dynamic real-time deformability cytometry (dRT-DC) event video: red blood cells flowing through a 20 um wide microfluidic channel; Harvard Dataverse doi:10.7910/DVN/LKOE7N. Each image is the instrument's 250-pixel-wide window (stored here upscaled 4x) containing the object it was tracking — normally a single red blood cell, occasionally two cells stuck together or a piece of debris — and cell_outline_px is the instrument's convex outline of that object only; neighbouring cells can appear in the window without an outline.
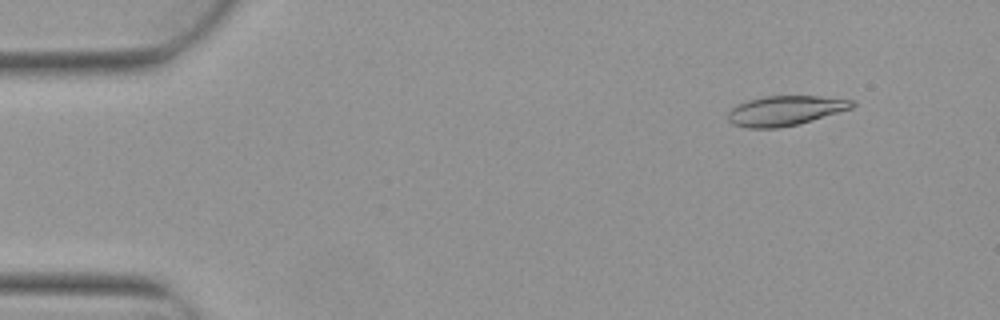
{"species": "Egyptian fruit bat (a non-hibernating species)", "species_latin": "Rousettus aegyptiacus", "temperature_condition": "warm", "stored_images_in_passage": 5, "camera_frame_rate_fps": 3000, "um_per_image_px": 0.085, "animal": {"sex": "female"}, "frame": {"image": 1, "passage_image": 2, "time_ms": 0.333, "image_size_px": [1000, 320], "cell_outline_px": [[856, 104], [852, 108], [812, 120], [780, 128], [748, 128], [732, 124], [728, 120], [728, 112], [736, 104], [748, 100], [764, 96], [820, 96], [856, 100]], "centroid_in_image_um": [66.74, 9.4], "position_along_channel_um": 18.3, "area_um2": 21.62}}
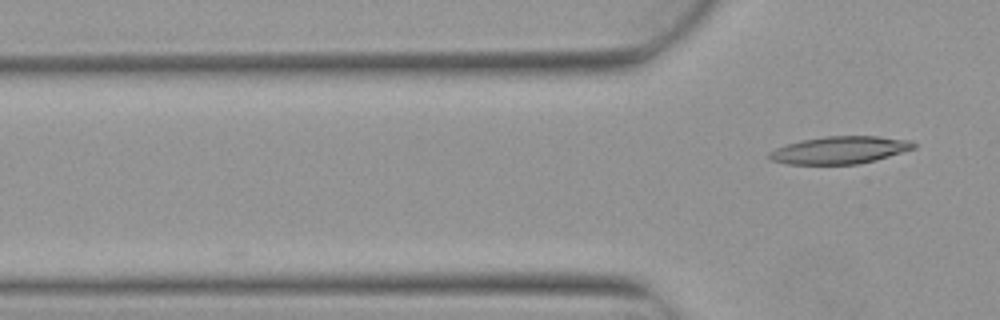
{"frame": {"image": 2, "passage_image": 5, "time_ms": 1.333, "image_size_px": [1000, 320], "cell_outline_px": [[916, 148], [876, 160], [856, 164], [788, 164], [768, 160], [768, 152], [776, 148], [800, 140], [824, 136], [876, 136], [912, 140], [916, 144]], "centroid_in_image_um": [71.38, 12.75], "position_along_channel_um": 54.4, "area_um2": 23.24}}